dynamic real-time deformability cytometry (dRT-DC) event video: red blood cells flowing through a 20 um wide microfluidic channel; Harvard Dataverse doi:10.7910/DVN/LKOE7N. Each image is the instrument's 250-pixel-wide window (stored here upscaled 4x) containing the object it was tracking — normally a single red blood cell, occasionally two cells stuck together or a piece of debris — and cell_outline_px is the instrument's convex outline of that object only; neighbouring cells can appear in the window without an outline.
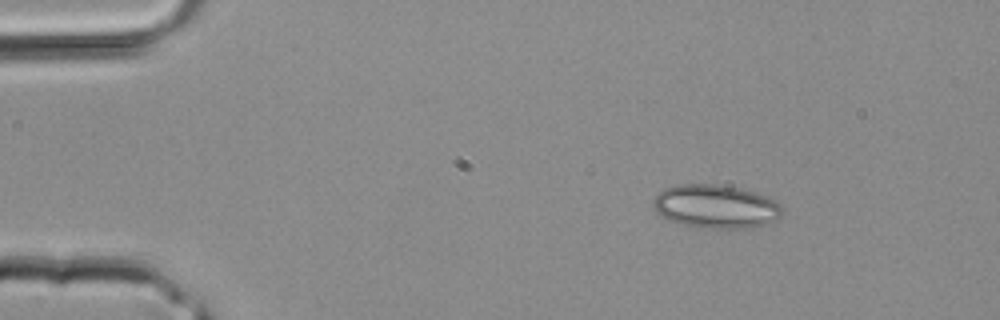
{"species": "common noctule bat (a hibernating species)", "species_latin": "Nyctalus noctula", "temperature_condition": "room temperature", "stored_images_in_passage": 3, "camera_frame_rate_fps": 3000, "um_per_image_px": 0.085, "animal": {"sex": "male", "body_mass_g": 20.4}, "frame": {"image": 1, "passage_image": 1, "time_ms": 0.0, "image_size_px": [1000, 320], "cell_outline_px": [[784, 208], [780, 216], [776, 220], [752, 228], [704, 228], [684, 224], [668, 220], [656, 212], [652, 204], [652, 200], [664, 188], [676, 184], [716, 184], [756, 192], [768, 196], [780, 204]], "centroid_in_image_um": [60.84, 17.55], "position_along_channel_um": 24.2, "area_um2": 32.83}}
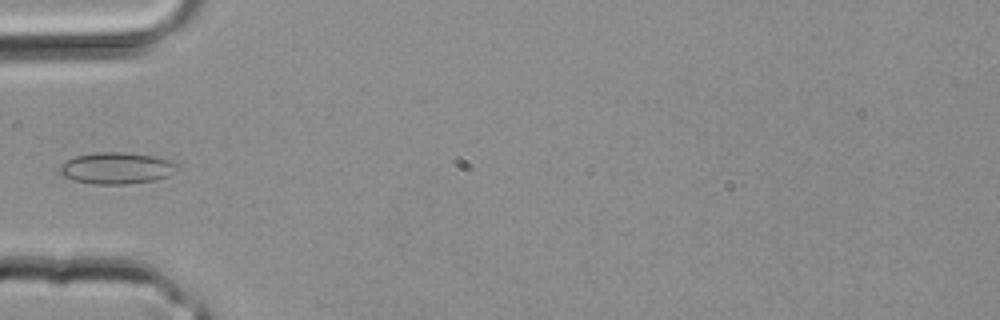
{"frame": {"image": 2, "passage_image": 3, "time_ms": 0.667, "image_size_px": [1000, 320], "cell_outline_px": [[180, 168], [168, 176], [152, 180], [128, 184], [92, 184], [72, 180], [60, 176], [60, 164], [76, 156], [96, 152], [124, 152], [156, 156], [172, 160], [180, 164]], "centroid_in_image_um": [9.93, 14.29], "position_along_channel_um": 75.1, "area_um2": 21.91}}